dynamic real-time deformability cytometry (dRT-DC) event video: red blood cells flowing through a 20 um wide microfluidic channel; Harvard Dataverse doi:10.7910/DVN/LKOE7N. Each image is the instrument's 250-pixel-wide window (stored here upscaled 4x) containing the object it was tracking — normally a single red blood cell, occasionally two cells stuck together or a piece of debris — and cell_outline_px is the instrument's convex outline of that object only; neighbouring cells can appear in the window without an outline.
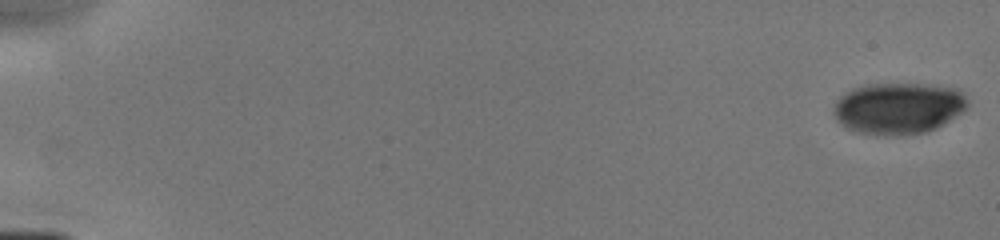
{"species": "human", "species_latin": "Homo sapiens", "temperature_condition": "cold", "stored_images_in_passage": 20, "camera_frame_rate_fps": 3000, "um_per_image_px": 0.085, "donor": {"sex": "male"}, "frame": {"image": 1, "passage_image": 1, "time_ms": 0.0, "image_size_px": [1000, 240], "cell_outline_px": [[968, 104], [960, 112], [936, 128], [924, 132], [856, 132], [844, 128], [836, 120], [836, 100], [844, 92], [852, 88], [864, 84], [920, 84], [956, 88], [968, 100]], "centroid_in_image_um": [76.32, 9.14], "position_along_channel_um": 8.7, "area_um2": 38.9}}
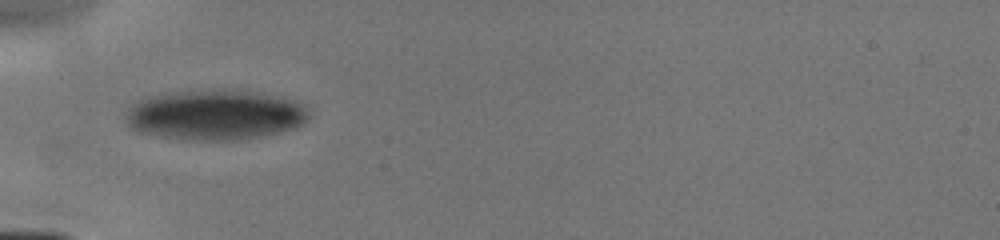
{"frame": {"image": 2, "passage_image": 15, "time_ms": 5.667, "image_size_px": [1000, 240], "cell_outline_px": [[308, 116], [304, 124], [296, 128], [280, 132], [260, 136], [228, 140], [188, 140], [156, 136], [140, 132], [132, 128], [128, 124], [128, 112], [132, 104], [148, 96], [168, 92], [212, 88], [224, 88], [284, 96], [296, 100], [304, 104]], "centroid_in_image_um": [18.32, 9.73], "position_along_channel_um": 66.7, "area_um2": 54.1}}
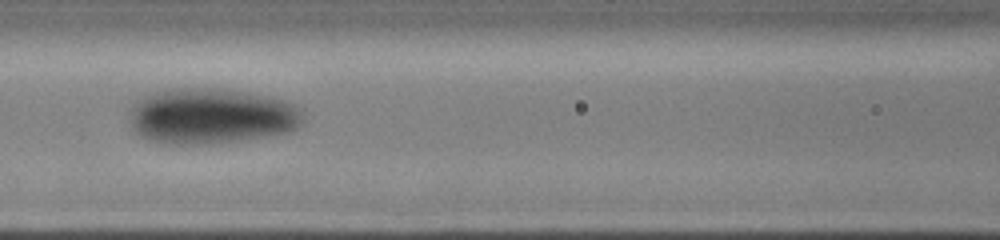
{"frame": {"image": 3, "passage_image": 18, "time_ms": 7.667, "image_size_px": [1000, 240], "cell_outline_px": [[304, 120], [296, 128], [288, 132], [272, 136], [204, 144], [168, 144], [148, 140], [140, 136], [132, 128], [128, 112], [128, 108], [136, 100], [144, 96], [168, 88], [216, 88], [244, 92], [284, 100], [300, 108]], "centroid_in_image_um": [17.9, 9.87], "position_along_channel_um": 148.7, "area_um2": 56.59}}